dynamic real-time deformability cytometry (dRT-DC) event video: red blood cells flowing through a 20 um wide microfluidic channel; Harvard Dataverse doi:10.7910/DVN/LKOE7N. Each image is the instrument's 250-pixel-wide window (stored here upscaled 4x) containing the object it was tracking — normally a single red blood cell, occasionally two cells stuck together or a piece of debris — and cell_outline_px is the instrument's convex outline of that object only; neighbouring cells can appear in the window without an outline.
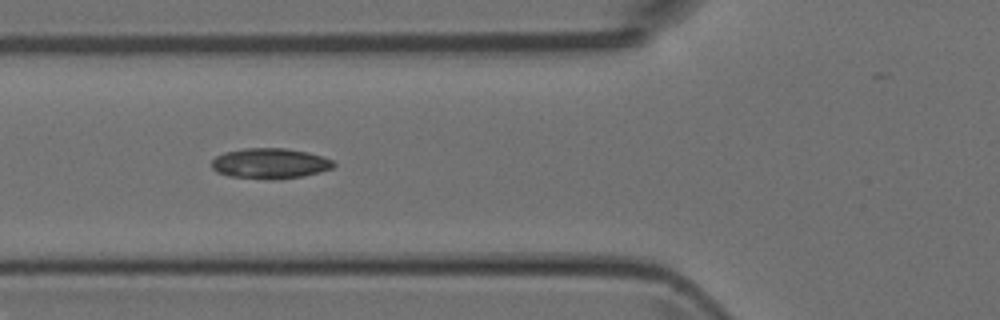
{"species": "Egyptian fruit bat (a non-hibernating species)", "species_latin": "Rousettus aegyptiacus", "temperature_condition": "room temperature", "stored_images_in_passage": 8, "camera_frame_rate_fps": 3000, "um_per_image_px": 0.085, "animal": {"sex": "female"}, "frame": {"image": 1, "passage_image": 6, "time_ms": 6.667, "image_size_px": [1000, 320], "cell_outline_px": [[336, 164], [332, 168], [320, 172], [304, 176], [272, 180], [228, 176], [216, 172], [212, 168], [212, 160], [216, 156], [224, 152], [244, 148], [284, 148], [308, 152], [324, 156], [332, 160]], "centroid_in_image_um": [22.95, 13.89], "position_along_channel_um": 102.8, "area_um2": 21.85}}
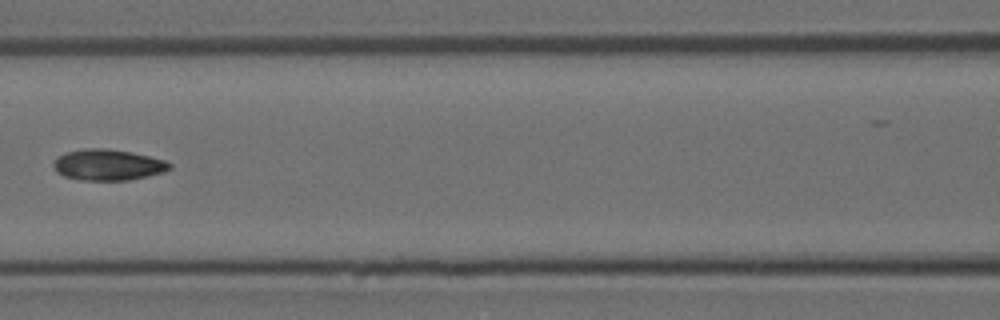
{"frame": {"image": 2, "passage_image": 7, "time_ms": 8.0, "image_size_px": [1000, 320], "cell_outline_px": [[172, 168], [164, 172], [148, 176], [128, 180], [84, 180], [64, 176], [56, 172], [52, 164], [56, 156], [68, 152], [84, 148], [108, 148], [132, 152], [164, 160], [172, 164]], "centroid_in_image_um": [9.17, 14.0], "position_along_channel_um": 157.4, "area_um2": 21.1}}
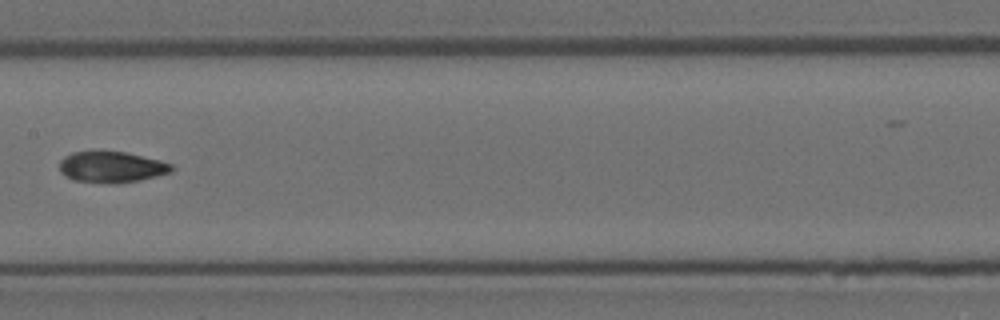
{"frame": {"image": 3, "passage_image": 8, "time_ms": 9.0, "image_size_px": [1000, 320], "cell_outline_px": [[172, 172], [140, 180], [116, 184], [72, 180], [64, 176], [60, 172], [60, 160], [64, 156], [72, 152], [124, 152], [172, 164]], "centroid_in_image_um": [9.43, 14.22], "position_along_channel_um": 198.0, "area_um2": 20.06}}